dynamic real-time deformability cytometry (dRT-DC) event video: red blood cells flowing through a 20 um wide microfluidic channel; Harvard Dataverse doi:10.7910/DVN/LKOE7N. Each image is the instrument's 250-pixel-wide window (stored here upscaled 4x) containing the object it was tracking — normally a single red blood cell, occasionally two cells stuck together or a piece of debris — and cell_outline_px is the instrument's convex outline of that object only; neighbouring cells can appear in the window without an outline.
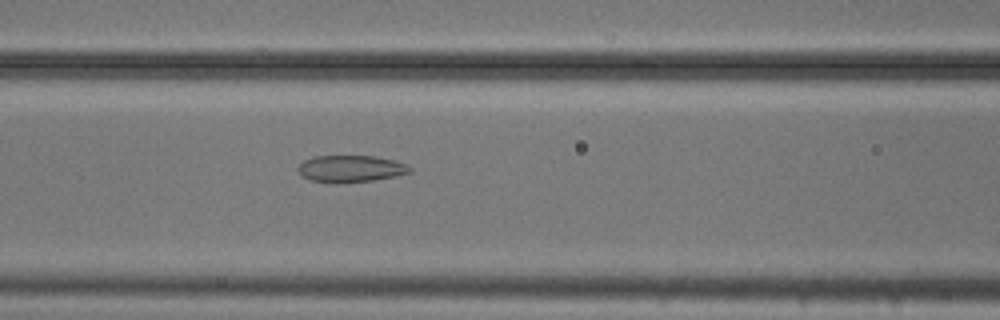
{"species": "common noctule bat (a hibernating species)", "species_latin": "Nyctalus noctula", "temperature_condition": "cold", "stored_images_in_passage": 54, "camera_frame_rate_fps": 3000, "um_per_image_px": 0.085, "animal": {"sex": "male", "body_mass_g": 20.5, "forearm_length_mm": 52.5}, "frame": {"image": 1, "passage_image": 23, "time_ms": 7.333, "image_size_px": [1000, 320], "cell_outline_px": [[412, 172], [396, 176], [372, 180], [336, 184], [308, 180], [300, 176], [296, 168], [304, 160], [316, 156], [376, 156], [408, 164], [412, 168]], "centroid_in_image_um": [29.78, 14.35], "position_along_channel_um": 136.8, "area_um2": 17.8}}
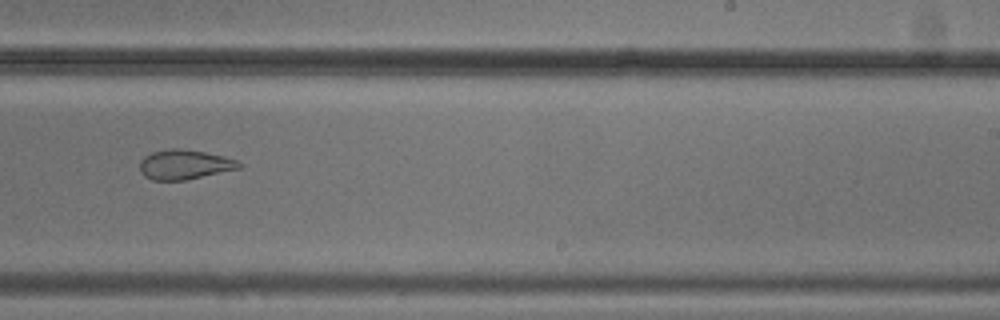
{"frame": {"image": 2, "passage_image": 34, "time_ms": 11.0, "image_size_px": [1000, 320], "cell_outline_px": [[244, 164], [240, 168], [184, 180], [152, 180], [144, 176], [140, 172], [140, 160], [144, 156], [152, 152], [168, 148], [180, 148], [204, 152], [224, 156], [236, 160]], "centroid_in_image_um": [15.66, 13.98], "position_along_channel_um": 273.3, "area_um2": 17.17}}
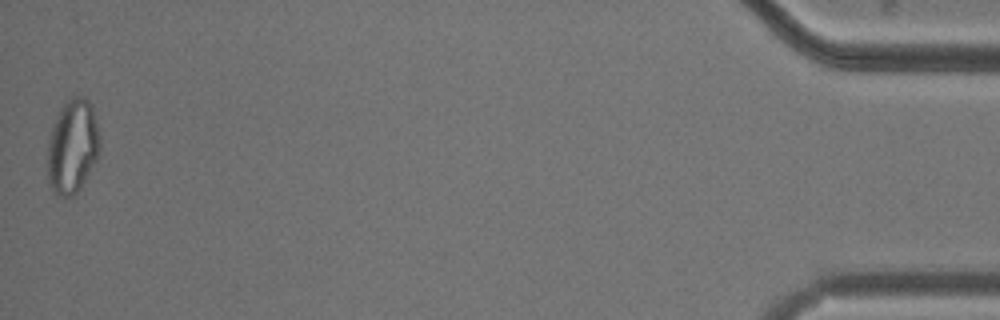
{"frame": {"image": 3, "passage_image": 54, "time_ms": 17.667, "image_size_px": [1000, 320], "cell_outline_px": [[100, 148], [96, 160], [84, 180], [76, 192], [72, 196], [56, 196], [52, 192], [48, 184], [48, 140], [52, 124], [60, 108], [72, 96], [84, 96], [92, 104], [100, 136]], "centroid_in_image_um": [6.15, 12.42], "position_along_channel_um": 429.1, "area_um2": 28.84}, "authors_computed_cell_mechanics": {"area_um2": 23.4668, "velocity_mm_per_s": 3.7357, "shape_relaxation_time_tau1_ms": null, "shape_relaxation_time_tau2_ms": 2.3508, "deformation_change_tau1": null, "deformation_change_tau2": 0.0801}}